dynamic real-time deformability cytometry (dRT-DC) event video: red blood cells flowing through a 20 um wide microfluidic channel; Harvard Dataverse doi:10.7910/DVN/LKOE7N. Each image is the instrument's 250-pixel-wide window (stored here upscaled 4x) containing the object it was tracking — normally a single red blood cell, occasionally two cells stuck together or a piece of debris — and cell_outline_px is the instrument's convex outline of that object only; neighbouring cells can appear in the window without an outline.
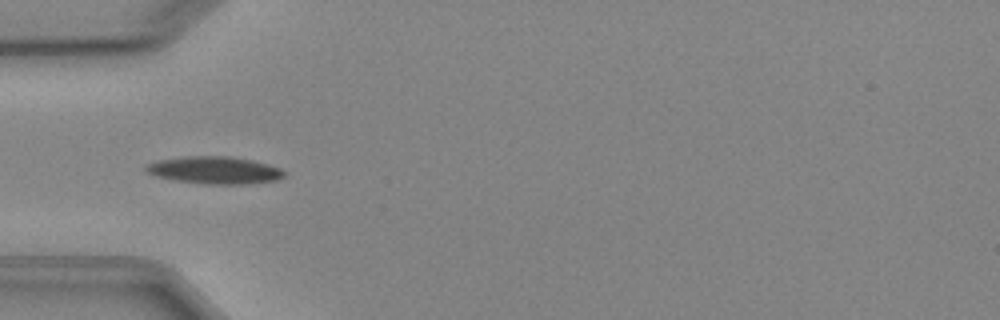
{"species": "Egyptian fruit bat (a non-hibernating species)", "species_latin": "Rousettus aegyptiacus", "temperature_condition": "cold", "stored_images_in_passage": 4, "camera_frame_rate_fps": 3000, "um_per_image_px": 0.085, "animal": {"sex": "female"}, "frame": {"image": 1, "passage_image": 4, "time_ms": 3.667, "image_size_px": [1000, 320], "cell_outline_px": [[284, 176], [276, 180], [244, 184], [204, 184], [176, 180], [156, 176], [144, 172], [144, 164], [156, 160], [184, 156], [228, 156], [252, 160], [268, 164], [280, 168], [284, 172]], "centroid_in_image_um": [18.17, 14.46], "position_along_channel_um": 66.8, "area_um2": 22.14}}